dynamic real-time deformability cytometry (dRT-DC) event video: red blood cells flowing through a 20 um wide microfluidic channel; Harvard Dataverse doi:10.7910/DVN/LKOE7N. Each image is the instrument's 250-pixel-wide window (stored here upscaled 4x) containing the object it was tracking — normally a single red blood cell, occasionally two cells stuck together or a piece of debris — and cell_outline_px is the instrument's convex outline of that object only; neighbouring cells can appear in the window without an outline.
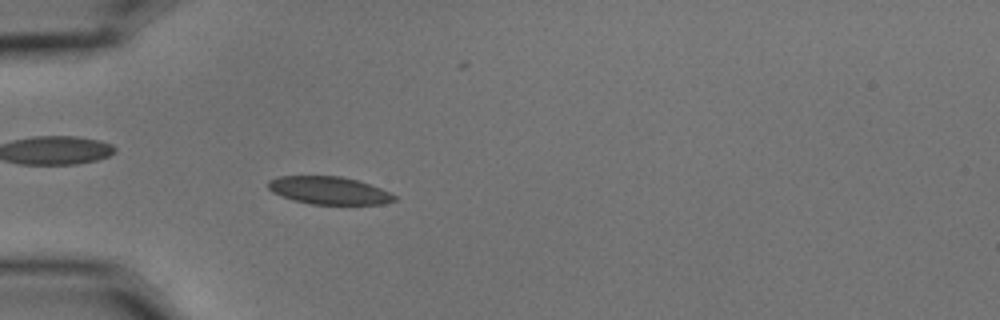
{"species": "common noctule bat (a hibernating species)", "species_latin": "Nyctalus noctula", "temperature_condition": "cold", "stored_images_in_passage": 42, "camera_frame_rate_fps": 3000, "um_per_image_px": 0.085, "animal": {"sex": "male", "body_mass_g": 15.6}, "frame": {"image": 1, "passage_image": 3, "time_ms": 0.667, "image_size_px": [1000, 320], "cell_outline_px": [[396, 200], [384, 204], [312, 204], [280, 196], [272, 192], [268, 188], [268, 180], [280, 176], [340, 176], [356, 180], [380, 188], [396, 196]], "centroid_in_image_um": [27.94, 16.19], "position_along_channel_um": 57.1, "area_um2": 20.17}}
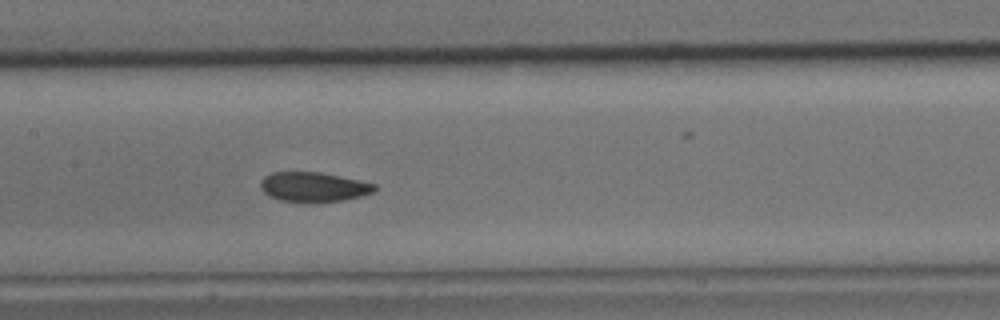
{"frame": {"image": 2, "passage_image": 14, "time_ms": 4.333, "image_size_px": [1000, 320], "cell_outline_px": [[376, 192], [344, 200], [280, 200], [268, 196], [260, 188], [260, 180], [264, 176], [272, 172], [320, 172], [360, 180], [376, 184]], "centroid_in_image_um": [26.65, 15.85], "position_along_channel_um": 180.8, "area_um2": 19.31}}
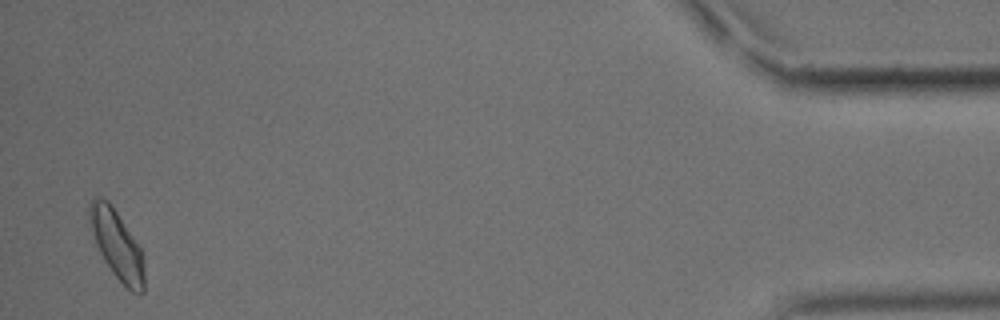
{"frame": {"image": 3, "passage_image": 41, "time_ms": 13.333, "image_size_px": [1000, 320], "cell_outline_px": [[144, 292], [132, 292], [112, 272], [104, 260], [96, 244], [92, 232], [88, 212], [88, 204], [92, 196], [100, 196], [108, 200], [144, 252]], "centroid_in_image_um": [9.93, 20.76], "position_along_channel_um": 425.3, "area_um2": 21.96}, "authors_computed_cell_mechanics": {"area_um2": 20.3167, "velocity_mm_per_s": 3.5728, "shape_relaxation_time_tau1_ms": 4.5681, "shape_relaxation_time_tau2_ms": 2.935, "deformation_change_tau1": 0.1036, "deformation_change_tau2": 0.0551}}